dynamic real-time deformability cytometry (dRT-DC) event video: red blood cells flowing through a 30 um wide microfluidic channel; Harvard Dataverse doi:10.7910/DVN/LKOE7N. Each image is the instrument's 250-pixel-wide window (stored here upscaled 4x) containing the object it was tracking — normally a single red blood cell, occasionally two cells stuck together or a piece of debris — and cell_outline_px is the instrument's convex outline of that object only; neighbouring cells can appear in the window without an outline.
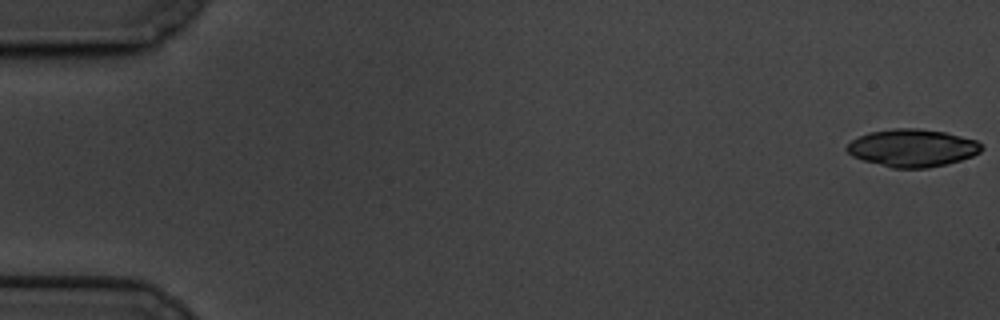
{"species": "common noctule bat (a hibernating species)", "species_latin": "Nyctalus noctula", "temperature_condition": "cold", "stored_images_in_passage": 60, "camera_frame_rate_fps": 3000, "um_per_image_px": 0.085, "animal": {"sex": "male", "body_mass_g": 19.5, "forearm_length_mm": 54.6}, "frame": {"image": 1, "passage_image": 1, "time_ms": 0.0, "image_size_px": [1000, 320], "cell_outline_px": [[984, 148], [980, 152], [972, 156], [948, 164], [928, 168], [892, 168], [864, 160], [852, 156], [844, 148], [852, 140], [868, 132], [892, 128], [920, 128], [944, 132], [976, 140]], "centroid_in_image_um": [77.55, 12.57], "position_along_channel_um": 7.5, "area_um2": 29.54}}